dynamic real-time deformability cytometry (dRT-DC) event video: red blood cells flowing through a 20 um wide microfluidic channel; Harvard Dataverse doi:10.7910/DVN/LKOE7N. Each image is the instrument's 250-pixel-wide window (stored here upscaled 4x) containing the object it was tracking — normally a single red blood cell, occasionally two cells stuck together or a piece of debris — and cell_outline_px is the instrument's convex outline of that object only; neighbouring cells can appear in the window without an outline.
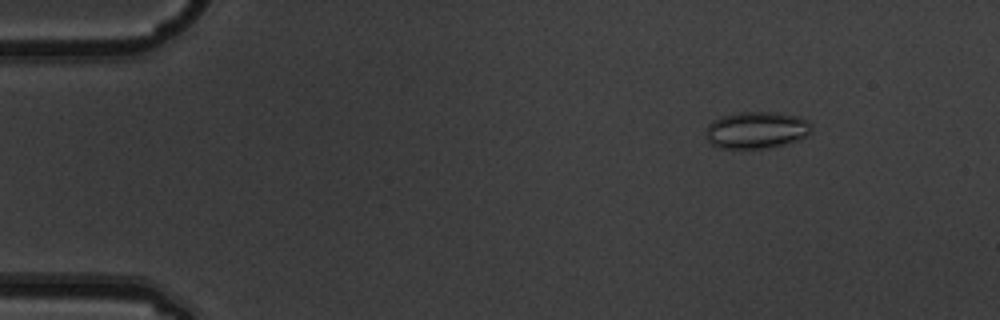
{"species": "common noctule bat (a hibernating species)", "species_latin": "Nyctalus noctula", "temperature_condition": "warm", "stored_images_in_passage": 5, "camera_frame_rate_fps": 3000, "um_per_image_px": 0.085, "animal": {"sex": "male", "body_mass_g": 19.5, "forearm_length_mm": 54.6}, "frame": {"image": 1, "passage_image": 3, "time_ms": 0.667, "image_size_px": [1000, 320], "cell_outline_px": [[812, 132], [808, 136], [784, 144], [768, 148], [720, 148], [712, 144], [708, 140], [704, 132], [704, 128], [712, 120], [724, 116], [740, 112], [772, 112], [796, 116], [808, 120], [812, 124]], "centroid_in_image_um": [64.3, 11.05], "position_along_channel_um": 20.7, "area_um2": 22.83}}